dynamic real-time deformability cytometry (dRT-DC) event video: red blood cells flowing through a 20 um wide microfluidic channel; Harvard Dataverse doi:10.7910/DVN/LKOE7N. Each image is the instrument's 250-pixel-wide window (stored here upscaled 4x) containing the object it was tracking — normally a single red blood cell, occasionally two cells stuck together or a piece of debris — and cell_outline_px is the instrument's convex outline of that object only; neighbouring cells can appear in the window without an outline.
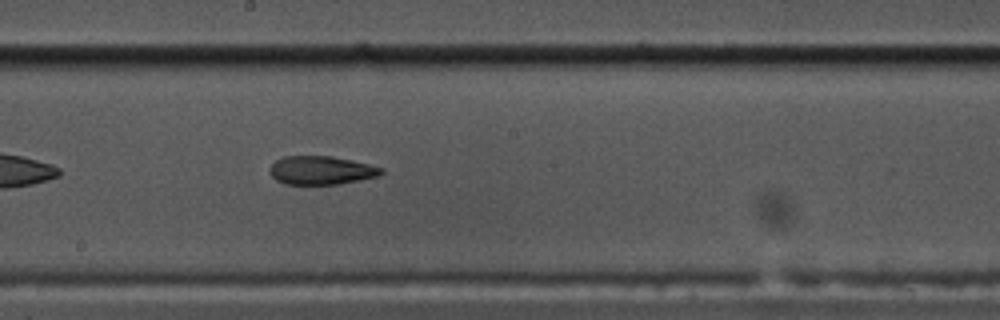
{"species": "common noctule bat (a hibernating species)", "species_latin": "Nyctalus noctula", "temperature_condition": "cold", "stored_images_in_passage": 38, "camera_frame_rate_fps": 3000, "um_per_image_px": 0.085, "animal": {"sex": "male", "body_mass_g": 17.5, "forearm_length_mm": 52.3}, "frame": {"image": 1, "passage_image": 17, "time_ms": 5.333, "image_size_px": [1000, 320], "cell_outline_px": [[384, 172], [376, 176], [360, 180], [340, 184], [284, 184], [276, 180], [268, 172], [268, 168], [276, 160], [284, 156], [332, 156], [352, 160], [384, 168]], "centroid_in_image_um": [27.27, 14.47], "position_along_channel_um": 220.9, "area_um2": 18.61}, "authors_computed_cell_mechanics": {"area_um2": 19.7387, "velocity_mm_per_s": 3.4996, "shape_relaxation_time_tau1_ms": null, "shape_relaxation_time_tau2_ms": 3.5787, "deformation_change_tau1": null, "deformation_change_tau2": 0.1177}}